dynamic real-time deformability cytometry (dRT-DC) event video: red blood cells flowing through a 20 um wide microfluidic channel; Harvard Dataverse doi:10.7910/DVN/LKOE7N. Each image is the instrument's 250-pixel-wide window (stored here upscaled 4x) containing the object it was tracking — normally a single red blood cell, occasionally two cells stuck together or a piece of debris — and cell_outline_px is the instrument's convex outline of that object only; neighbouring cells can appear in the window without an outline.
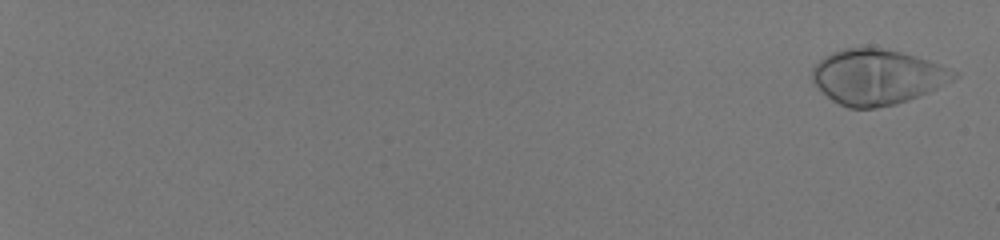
{"species": "human", "species_latin": "Homo sapiens", "temperature_condition": "room temperature", "stored_images_in_passage": 58, "camera_frame_rate_fps": 3000, "um_per_image_px": 0.085, "donor": {"sex": "male"}, "frame": {"image": 1, "passage_image": 2, "time_ms": 0.333, "image_size_px": [1000, 240], "cell_outline_px": [[960, 76], [936, 88], [908, 100], [896, 104], [876, 108], [848, 108], [832, 100], [812, 80], [812, 68], [824, 56], [832, 52], [844, 48], [884, 48], [916, 56], [940, 64], [956, 72]], "centroid_in_image_um": [74.55, 6.53], "position_along_channel_um": 10.4, "area_um2": 45.14}}
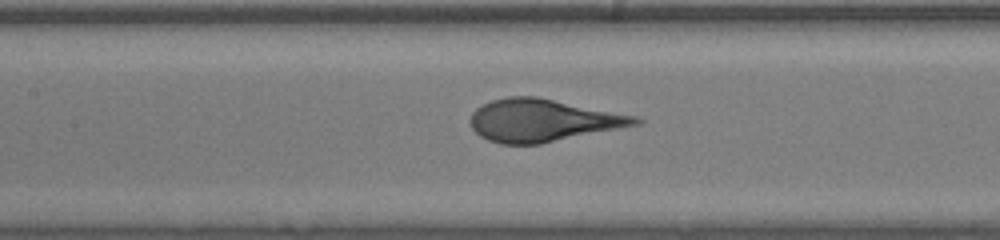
{"frame": {"image": 2, "passage_image": 34, "time_ms": 11.0, "image_size_px": [1000, 240], "cell_outline_px": [[644, 120], [640, 124], [540, 144], [500, 144], [488, 140], [480, 136], [472, 128], [468, 120], [472, 112], [476, 108], [492, 100], [508, 96], [536, 96], [636, 116]], "centroid_in_image_um": [46.09, 10.23], "position_along_channel_um": 161.3, "area_um2": 40.75}}
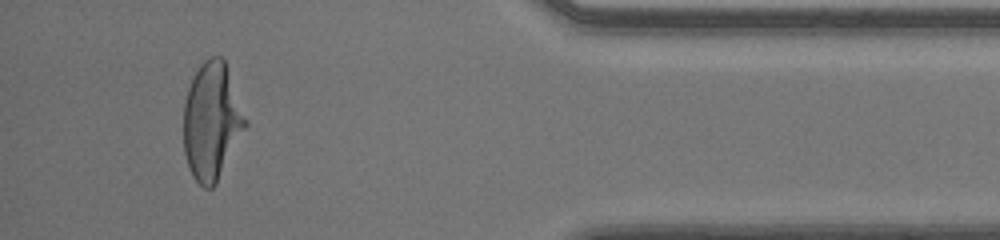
{"frame": {"image": 3, "passage_image": 55, "time_ms": 18.0, "image_size_px": [1000, 240], "cell_outline_px": [[248, 124], [216, 184], [212, 188], [204, 188], [192, 176], [188, 168], [184, 152], [184, 104], [188, 88], [200, 64], [204, 60], [212, 56], [220, 56], [224, 60], [248, 120]], "centroid_in_image_um": [18.0, 10.33], "position_along_channel_um": 417.2, "area_um2": 42.19}}